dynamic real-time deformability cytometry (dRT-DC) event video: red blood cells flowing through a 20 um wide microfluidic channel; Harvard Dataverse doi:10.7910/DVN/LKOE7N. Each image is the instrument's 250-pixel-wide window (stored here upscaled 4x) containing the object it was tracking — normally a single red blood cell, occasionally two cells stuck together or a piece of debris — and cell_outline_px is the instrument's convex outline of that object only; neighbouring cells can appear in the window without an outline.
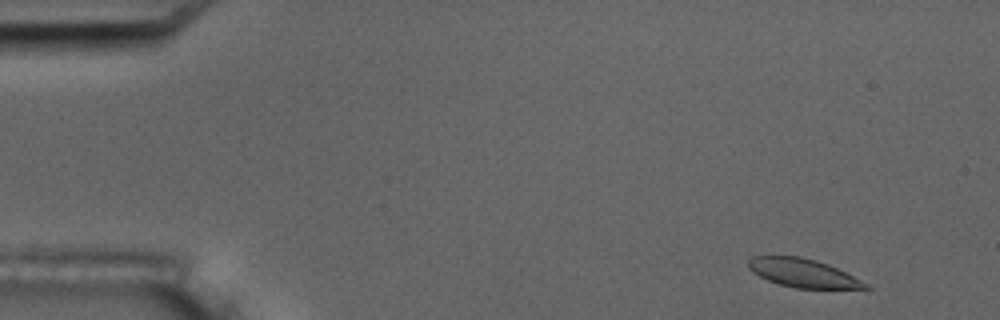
{"species": "common noctule bat (a hibernating species)", "species_latin": "Nyctalus noctula", "temperature_condition": "room temperature", "stored_images_in_passage": 4, "camera_frame_rate_fps": 3000, "um_per_image_px": 0.085, "animal": {"sex": "male", "body_mass_g": 17.5, "forearm_length_mm": 52.3}, "frame": {"image": 1, "passage_image": 1, "time_ms": 0.0, "image_size_px": [1000, 320], "cell_outline_px": [[872, 288], [796, 288], [780, 284], [768, 280], [752, 272], [748, 268], [748, 260], [752, 256], [800, 256], [816, 260], [828, 264], [868, 284]], "centroid_in_image_um": [68.2, 23.19], "position_along_channel_um": 16.8, "area_um2": 19.13}}
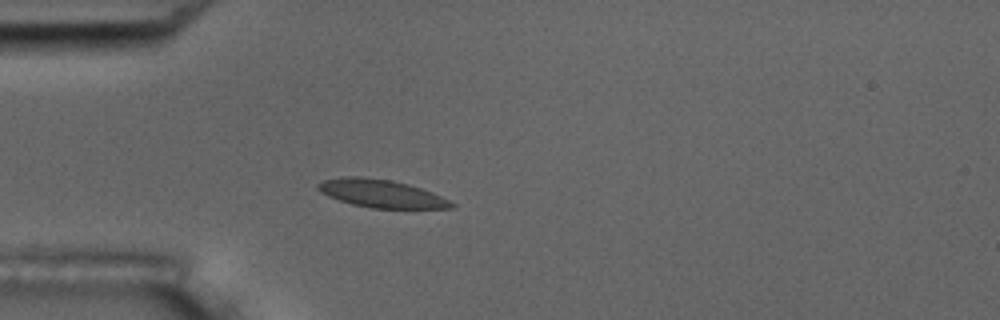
{"frame": {"image": 2, "passage_image": 4, "time_ms": 3.667, "image_size_px": [1000, 320], "cell_outline_px": [[456, 204], [452, 208], [372, 208], [352, 204], [328, 196], [320, 192], [316, 188], [316, 184], [324, 180], [344, 176], [360, 176], [392, 180], [408, 184], [432, 192]], "centroid_in_image_um": [32.37, 16.44], "position_along_channel_um": 52.6, "area_um2": 21.62}}